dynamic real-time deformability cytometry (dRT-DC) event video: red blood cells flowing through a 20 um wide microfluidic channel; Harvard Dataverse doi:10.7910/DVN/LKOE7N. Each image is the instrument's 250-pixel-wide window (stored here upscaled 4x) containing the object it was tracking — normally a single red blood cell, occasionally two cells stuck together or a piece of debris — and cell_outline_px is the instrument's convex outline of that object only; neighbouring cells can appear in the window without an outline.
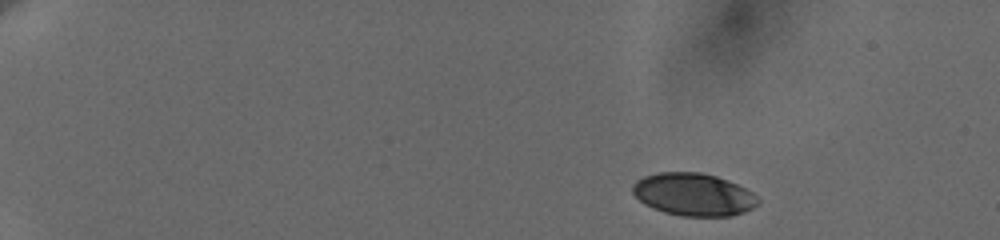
{"species": "human", "species_latin": "Homo sapiens", "temperature_condition": "cold", "stored_images_in_passage": 10, "camera_frame_rate_fps": 3000, "um_per_image_px": 0.085, "donor": {"sex": "female"}, "frame": {"image": 1, "passage_image": 1, "time_ms": 0.0, "image_size_px": [1000, 240], "cell_outline_px": [[760, 204], [744, 212], [732, 216], [680, 216], [664, 212], [652, 208], [644, 204], [632, 192], [632, 184], [636, 180], [644, 176], [660, 172], [700, 172], [716, 176], [728, 180], [752, 192], [760, 200]], "centroid_in_image_um": [58.95, 16.53], "position_along_channel_um": 26.1, "area_um2": 31.27}}